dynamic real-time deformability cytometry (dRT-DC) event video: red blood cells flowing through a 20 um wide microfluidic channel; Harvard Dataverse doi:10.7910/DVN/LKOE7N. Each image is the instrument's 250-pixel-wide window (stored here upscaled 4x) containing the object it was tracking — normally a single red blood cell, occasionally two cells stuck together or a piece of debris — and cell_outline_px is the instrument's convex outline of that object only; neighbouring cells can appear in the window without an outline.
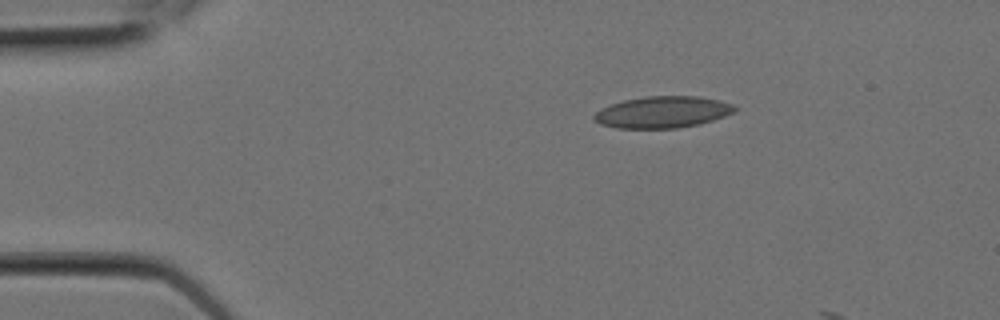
{"species": "Egyptian fruit bat (a non-hibernating species)", "species_latin": "Rousettus aegyptiacus", "temperature_condition": "room temperature", "stored_images_in_passage": 2, "camera_frame_rate_fps": 3000, "um_per_image_px": 0.085, "animal": {"sex": "female"}, "frame": {"image": 1, "passage_image": 1, "time_ms": 0.0, "image_size_px": [1000, 320], "cell_outline_px": [[736, 112], [700, 124], [676, 128], [616, 128], [600, 124], [592, 116], [600, 108], [624, 100], [644, 96], [700, 96], [720, 100], [732, 104], [736, 108]], "centroid_in_image_um": [56.33, 9.52], "position_along_channel_um": 28.7, "area_um2": 25.95}}